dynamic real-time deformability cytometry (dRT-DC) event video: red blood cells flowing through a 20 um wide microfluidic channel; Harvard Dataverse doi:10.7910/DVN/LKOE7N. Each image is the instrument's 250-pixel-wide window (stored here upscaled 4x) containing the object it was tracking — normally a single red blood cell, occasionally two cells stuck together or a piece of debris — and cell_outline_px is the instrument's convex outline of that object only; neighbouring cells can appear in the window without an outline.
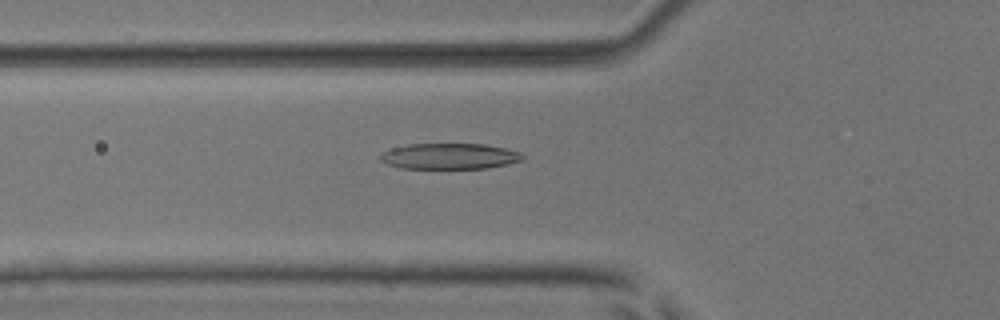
{"species": "common noctule bat (a hibernating species)", "species_latin": "Nyctalus noctula", "temperature_condition": "room temperature", "stored_images_in_passage": 52, "camera_frame_rate_fps": 3000, "um_per_image_px": 0.085, "animal": {"sex": "male", "body_mass_g": 17.9, "forearm_length_mm": 54.2}, "frame": {"image": 1, "passage_image": 19, "time_ms": 6.0, "image_size_px": [1000, 320], "cell_outline_px": [[524, 156], [520, 160], [508, 164], [488, 168], [400, 168], [388, 164], [380, 160], [380, 156], [384, 152], [392, 148], [408, 144], [484, 144], [504, 148], [520, 152]], "centroid_in_image_um": [38.21, 13.28], "position_along_channel_um": 87.6, "area_um2": 21.21}}
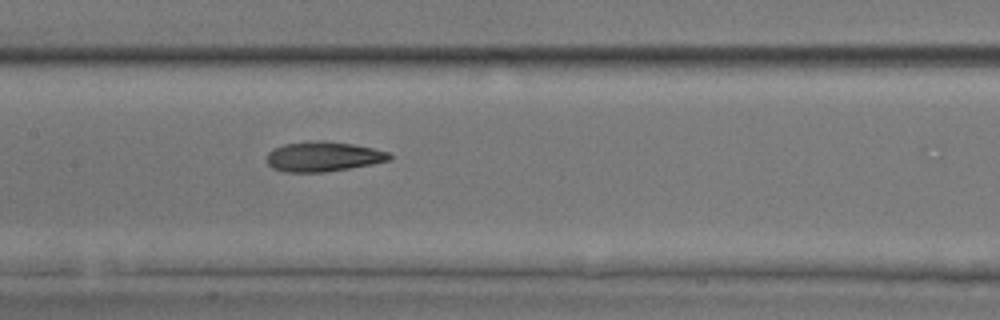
{"frame": {"image": 2, "passage_image": 26, "time_ms": 8.333, "image_size_px": [1000, 320], "cell_outline_px": [[392, 156], [388, 160], [372, 164], [324, 172], [284, 172], [272, 168], [268, 164], [268, 152], [272, 148], [284, 144], [316, 140], [324, 140], [352, 144], [372, 148], [388, 152]], "centroid_in_image_um": [27.43, 13.3], "position_along_channel_um": 180.0, "area_um2": 21.27}}
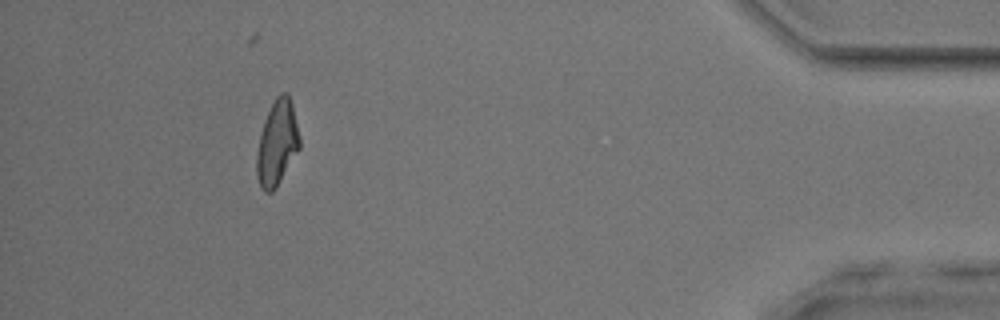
{"frame": {"image": 3, "passage_image": 48, "time_ms": 15.667, "image_size_px": [1000, 320], "cell_outline_px": [[300, 148], [276, 188], [272, 192], [264, 192], [260, 188], [256, 176], [256, 152], [264, 120], [276, 96], [280, 92], [288, 92], [292, 104], [300, 136]], "centroid_in_image_um": [23.55, 12.17], "position_along_channel_um": 411.7, "area_um2": 21.44}, "authors_computed_cell_mechanics": {"area_um2": 21.3282, "velocity_mm_per_s": 3.9414, "shape_relaxation_time_tau1_ms": null, "shape_relaxation_time_tau2_ms": 3.1556, "deformation_change_tau1": null, "deformation_change_tau2": 0.1121}}